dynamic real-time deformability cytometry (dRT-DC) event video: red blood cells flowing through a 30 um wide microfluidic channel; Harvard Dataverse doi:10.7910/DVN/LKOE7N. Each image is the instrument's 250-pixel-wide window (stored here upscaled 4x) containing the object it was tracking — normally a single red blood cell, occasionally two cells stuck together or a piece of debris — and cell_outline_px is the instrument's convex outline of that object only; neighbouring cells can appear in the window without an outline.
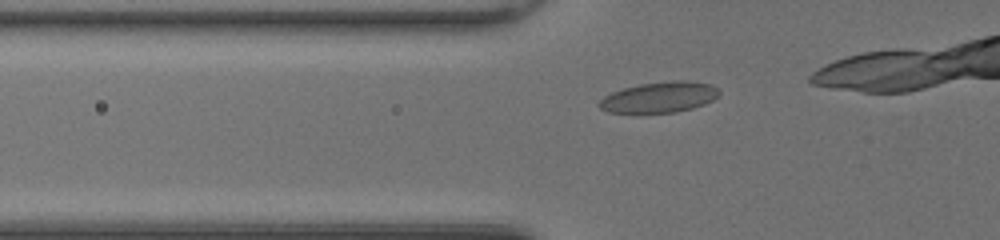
{"species": "common noctule bat (a hibernating species)", "species_latin": "Nyctalus noctula", "temperature_condition": "room temperature", "stored_images_in_passage": 9, "camera_frame_rate_fps": 3000, "um_per_image_px": 0.085, "animal": {"sex": "female", "body_mass_g": 20.0, "forearm_length_mm": 54.0}, "frame": {"image": 1, "passage_image": 3, "time_ms": 0.667, "image_size_px": [1000, 240], "cell_outline_px": [[720, 96], [704, 104], [692, 108], [676, 112], [640, 116], [636, 116], [608, 112], [600, 108], [596, 104], [604, 96], [612, 92], [624, 88], [640, 84], [672, 80], [688, 80], [712, 84], [720, 92]], "centroid_in_image_um": [55.99, 8.31], "position_along_channel_um": 69.8, "area_um2": 22.48}}
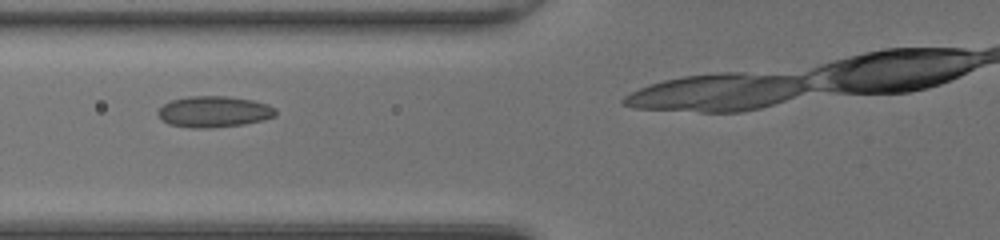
{"frame": {"image": 2, "passage_image": 6, "time_ms": 1.667, "image_size_px": [1000, 240], "cell_outline_px": [[276, 116], [264, 120], [244, 124], [212, 128], [192, 128], [168, 124], [160, 120], [156, 112], [164, 104], [172, 100], [188, 96], [228, 96], [252, 100], [268, 104], [276, 108]], "centroid_in_image_um": [18.18, 9.5], "position_along_channel_um": 107.6, "area_um2": 21.62}}